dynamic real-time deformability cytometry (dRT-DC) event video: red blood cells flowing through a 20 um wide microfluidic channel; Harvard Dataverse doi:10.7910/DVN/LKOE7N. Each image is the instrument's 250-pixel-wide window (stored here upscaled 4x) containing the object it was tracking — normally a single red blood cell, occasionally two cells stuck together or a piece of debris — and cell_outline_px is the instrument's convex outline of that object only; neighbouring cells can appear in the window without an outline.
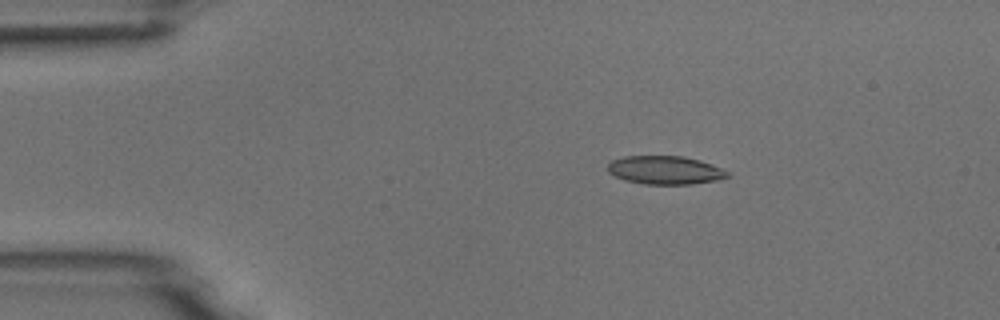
{"species": "common noctule bat (a hibernating species)", "species_latin": "Nyctalus noctula", "temperature_condition": "room temperature", "stored_images_in_passage": 4, "camera_frame_rate_fps": 3000, "um_per_image_px": 0.085, "animal": {"sex": "male", "body_mass_g": 18.8}, "frame": {"image": 1, "passage_image": 3, "time_ms": 2.333, "image_size_px": [1000, 320], "cell_outline_px": [[732, 176], [716, 180], [692, 184], [644, 184], [624, 180], [608, 172], [608, 164], [612, 160], [624, 156], [684, 156], [700, 160], [712, 164], [728, 172]], "centroid_in_image_um": [56.54, 14.46], "position_along_channel_um": 28.5, "area_um2": 19.83}}